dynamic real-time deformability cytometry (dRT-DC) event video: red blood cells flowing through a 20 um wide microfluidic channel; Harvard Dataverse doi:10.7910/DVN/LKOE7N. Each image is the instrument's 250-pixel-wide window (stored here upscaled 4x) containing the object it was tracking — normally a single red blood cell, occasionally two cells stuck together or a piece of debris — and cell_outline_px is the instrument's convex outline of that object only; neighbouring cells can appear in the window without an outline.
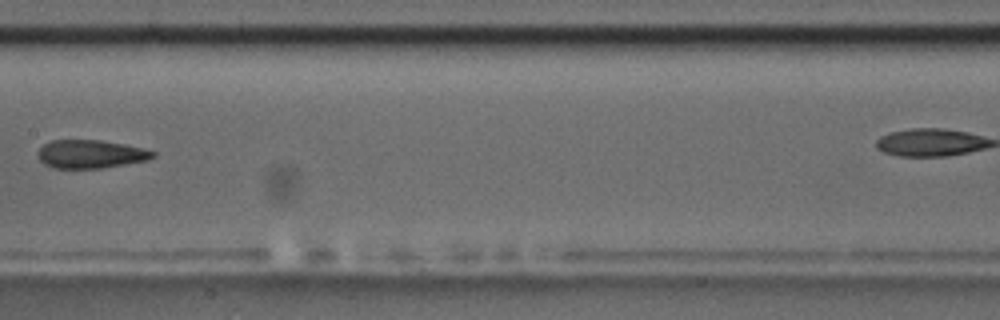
{"species": "common noctule bat (a hibernating species)", "species_latin": "Nyctalus noctula", "temperature_condition": "room temperature", "stored_images_in_passage": 15, "camera_frame_rate_fps": 3000, "um_per_image_px": 0.085, "animal": {"sex": "male", "body_mass_g": 17.5, "forearm_length_mm": 52.3}, "frame": {"image": 1, "passage_image": 7, "time_ms": 8.0, "image_size_px": [1000, 320], "cell_outline_px": [[156, 156], [148, 160], [100, 168], [52, 168], [44, 164], [40, 160], [40, 148], [44, 144], [52, 140], [100, 140], [124, 144], [144, 148], [156, 152]], "centroid_in_image_um": [7.74, 13.09], "position_along_channel_um": 199.7, "area_um2": 18.84}, "authors_computed_cell_mechanics": {"area_um2": 19.652, "velocity_mm_per_s": 3.6457, "shape_relaxation_time_tau1_ms": 8.1187, "shape_relaxation_time_tau2_ms": 1.788, "deformation_change_tau1": 0.157, "deformation_change_tau2": 0.0699}}